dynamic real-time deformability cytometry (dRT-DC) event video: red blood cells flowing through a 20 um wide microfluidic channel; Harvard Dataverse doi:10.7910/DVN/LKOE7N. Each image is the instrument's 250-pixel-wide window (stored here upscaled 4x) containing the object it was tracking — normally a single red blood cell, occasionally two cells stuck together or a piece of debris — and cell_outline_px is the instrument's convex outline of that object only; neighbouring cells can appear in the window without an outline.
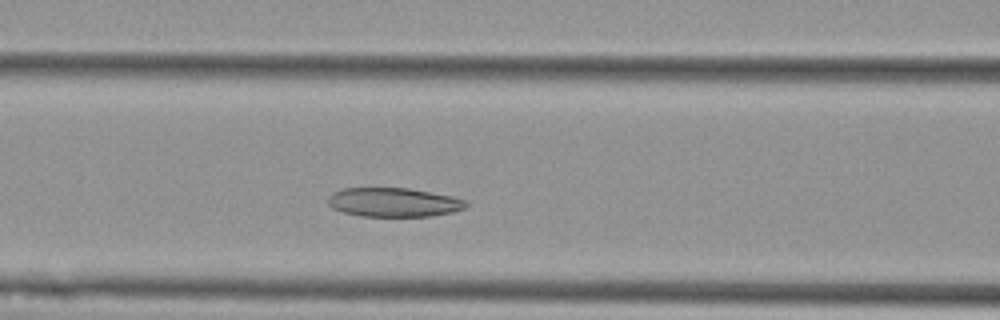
{"species": "Egyptian fruit bat (a non-hibernating species)", "species_latin": "Rousettus aegyptiacus", "temperature_condition": "cold", "stored_images_in_passage": 47, "camera_frame_rate_fps": 3000, "um_per_image_px": 0.085, "animal": {"sex": "female"}, "frame": {"image": 1, "passage_image": 14, "time_ms": 4.333, "image_size_px": [1000, 320], "cell_outline_px": [[468, 204], [464, 208], [452, 212], [432, 216], [360, 216], [344, 212], [332, 208], [328, 204], [328, 196], [332, 192], [340, 188], [408, 188], [452, 196], [468, 200]], "centroid_in_image_um": [33.45, 17.19], "position_along_channel_um": 133.2, "area_um2": 23.47}}
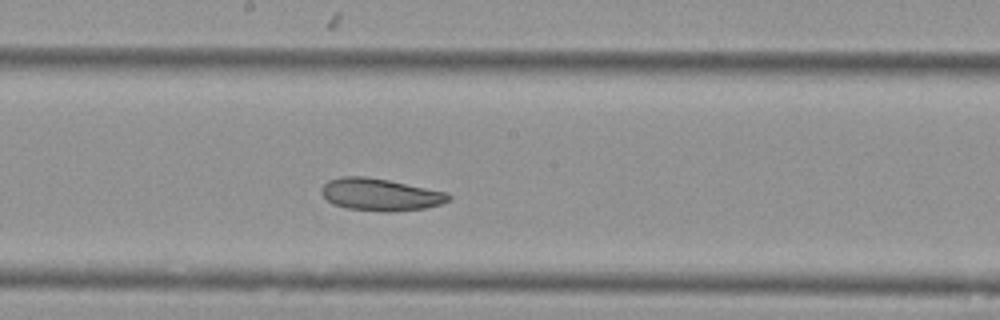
{"frame": {"image": 2, "passage_image": 21, "time_ms": 6.667, "image_size_px": [1000, 320], "cell_outline_px": [[452, 196], [448, 200], [440, 204], [424, 208], [384, 212], [344, 208], [332, 204], [320, 192], [320, 188], [328, 180], [340, 176], [364, 176], [388, 180], [448, 192]], "centroid_in_image_um": [32.28, 16.53], "position_along_channel_um": 215.9, "area_um2": 23.93}}
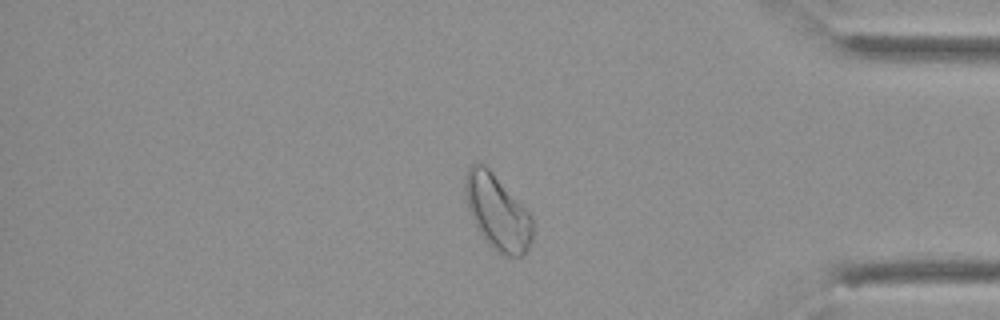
{"frame": {"image": 3, "passage_image": 38, "time_ms": 12.333, "image_size_px": [1000, 320], "cell_outline_px": [[532, 240], [524, 256], [504, 256], [496, 252], [488, 244], [480, 232], [468, 208], [464, 192], [464, 176], [468, 168], [472, 164], [484, 164], [488, 168], [532, 216]], "centroid_in_image_um": [42.27, 18.06], "position_along_channel_um": 392.9, "area_um2": 29.13}, "authors_computed_cell_mechanics": {"area_um2": 26.0678, "velocity_mm_per_s": 3.5602, "shape_relaxation_time_tau1_ms": 10.4254, "shape_relaxation_time_tau2_ms": null, "deformation_change_tau1": 0.1715, "deformation_change_tau2": null}}